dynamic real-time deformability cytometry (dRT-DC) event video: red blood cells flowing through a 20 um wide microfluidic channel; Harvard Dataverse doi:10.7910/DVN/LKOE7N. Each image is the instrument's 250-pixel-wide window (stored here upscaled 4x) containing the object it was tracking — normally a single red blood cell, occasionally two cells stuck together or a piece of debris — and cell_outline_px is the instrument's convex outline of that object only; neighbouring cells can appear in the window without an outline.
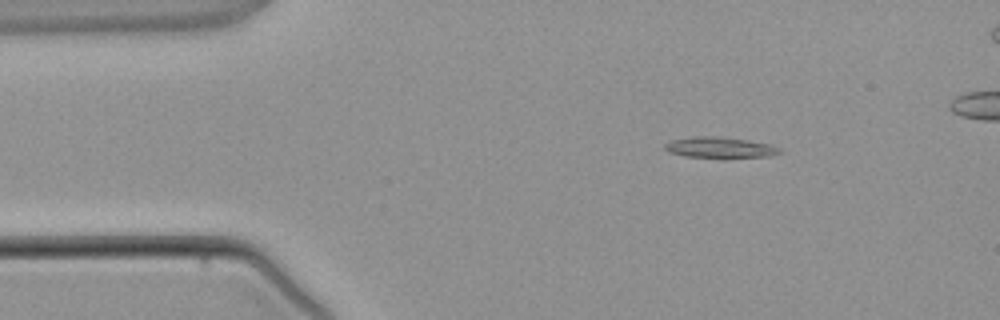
{"species": "common noctule bat (a hibernating species)", "species_latin": "Nyctalus noctula", "temperature_condition": "warm", "stored_images_in_passage": 3, "camera_frame_rate_fps": 3000, "um_per_image_px": 0.085, "animal": {"sex": "male", "body_mass_g": 21.5, "forearm_length_mm": 52.0}, "frame": {"image": 1, "passage_image": 1, "time_ms": 0.0, "image_size_px": [1000, 320], "cell_outline_px": [[780, 152], [772, 156], [724, 160], [684, 156], [668, 152], [664, 148], [664, 144], [672, 140], [692, 136], [716, 136], [748, 140], [772, 144], [780, 148]], "centroid_in_image_um": [61.21, 12.58], "position_along_channel_um": 23.8, "area_um2": 14.8}}